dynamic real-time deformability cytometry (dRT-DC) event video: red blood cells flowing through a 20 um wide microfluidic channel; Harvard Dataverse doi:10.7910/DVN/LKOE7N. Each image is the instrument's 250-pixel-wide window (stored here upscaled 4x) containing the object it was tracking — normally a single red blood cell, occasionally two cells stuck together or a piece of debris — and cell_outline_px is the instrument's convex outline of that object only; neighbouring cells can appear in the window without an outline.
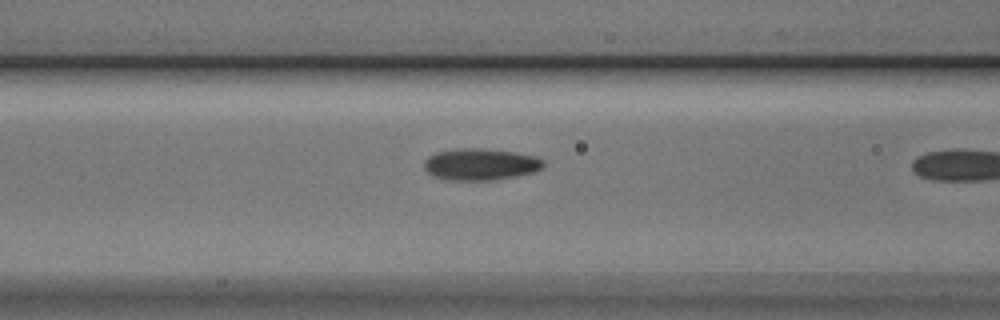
{"species": "Egyptian fruit bat (a non-hibernating species)", "species_latin": "Rousettus aegyptiacus", "temperature_condition": "cold", "stored_images_in_passage": 20, "camera_frame_rate_fps": 3000, "um_per_image_px": 0.085, "animal": {"sex": "male"}, "frame": {"image": 1, "passage_image": 19, "time_ms": 6.0, "image_size_px": [1000, 320], "cell_outline_px": [[544, 168], [532, 172], [516, 176], [488, 180], [448, 180], [432, 176], [424, 168], [424, 160], [428, 156], [436, 152], [456, 148], [480, 148], [516, 152], [536, 156], [544, 160]], "centroid_in_image_um": [40.83, 13.95], "position_along_channel_um": 125.8, "area_um2": 22.2}}